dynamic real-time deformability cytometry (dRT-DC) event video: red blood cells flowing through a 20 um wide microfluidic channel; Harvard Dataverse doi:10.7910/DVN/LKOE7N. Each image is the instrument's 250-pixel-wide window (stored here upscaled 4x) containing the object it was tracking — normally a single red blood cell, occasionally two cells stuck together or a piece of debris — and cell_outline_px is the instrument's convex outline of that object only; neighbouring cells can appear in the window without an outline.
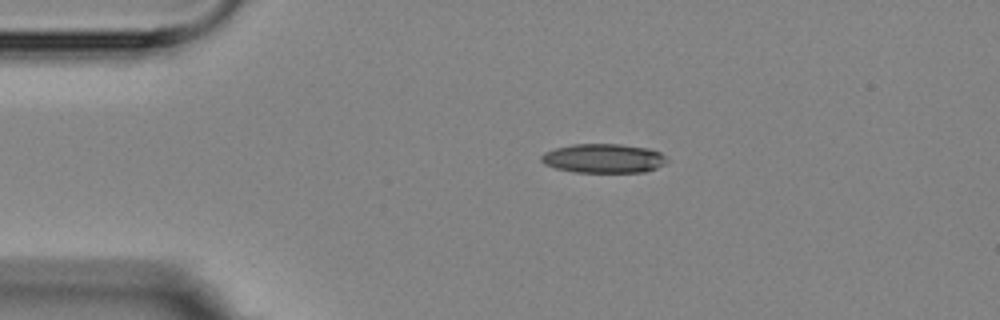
{"species": "Egyptian fruit bat (a non-hibernating species)", "species_latin": "Rousettus aegyptiacus", "temperature_condition": "room temperature", "stored_images_in_passage": 2, "camera_frame_rate_fps": 3000, "um_per_image_px": 0.085, "animal": {"sex": "female"}, "frame": {"image": 1, "passage_image": 1, "time_ms": 0.0, "image_size_px": [1000, 320], "cell_outline_px": [[668, 160], [664, 164], [656, 168], [644, 172], [576, 172], [556, 168], [544, 164], [540, 160], [540, 156], [544, 152], [556, 148], [572, 144], [620, 144], [648, 148], [660, 152]], "centroid_in_image_um": [51.29, 13.46], "position_along_channel_um": 33.7, "area_um2": 21.33}}